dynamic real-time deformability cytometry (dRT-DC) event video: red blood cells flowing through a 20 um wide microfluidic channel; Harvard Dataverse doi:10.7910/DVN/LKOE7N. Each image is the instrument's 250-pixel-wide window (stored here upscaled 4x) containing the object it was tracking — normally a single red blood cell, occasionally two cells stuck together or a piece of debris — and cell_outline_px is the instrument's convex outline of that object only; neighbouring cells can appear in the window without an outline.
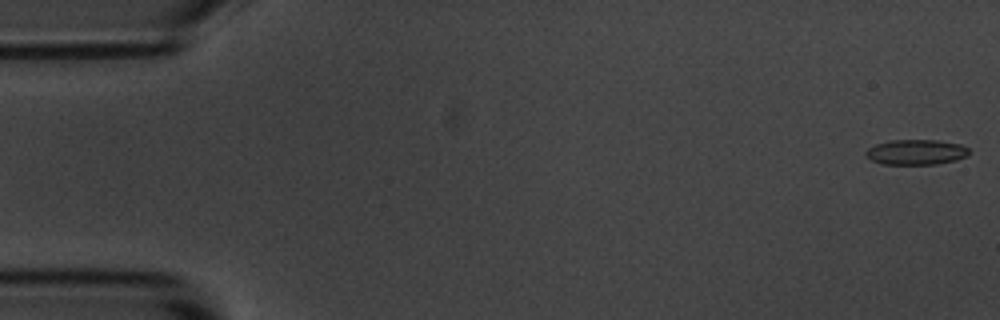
{"species": "common noctule bat (a hibernating species)", "species_latin": "Nyctalus noctula", "temperature_condition": "room temperature", "stored_images_in_passage": 5, "camera_frame_rate_fps": 3000, "um_per_image_px": 0.085, "animal": {"sex": "male", "body_mass_g": 20.1, "forearm_length_mm": 53.5}, "frame": {"image": 1, "passage_image": 1, "time_ms": 0.0, "image_size_px": [1000, 320], "cell_outline_px": [[968, 156], [956, 160], [936, 164], [884, 164], [872, 160], [864, 152], [868, 148], [876, 144], [888, 140], [940, 140], [960, 144], [968, 148]], "centroid_in_image_um": [77.88, 12.92], "position_along_channel_um": 7.1, "area_um2": 15.14}}
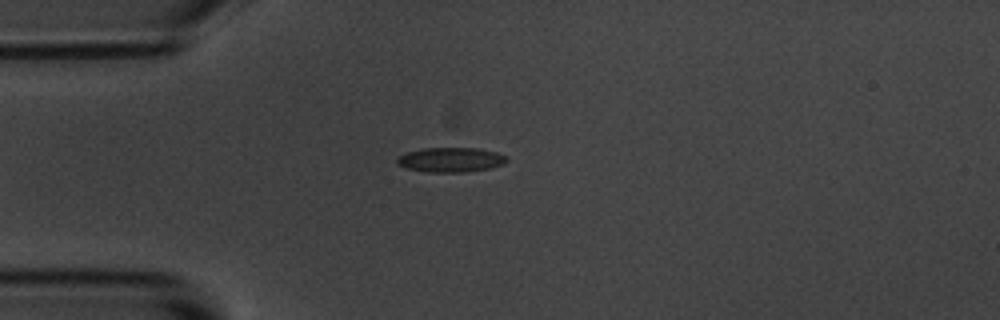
{"frame": {"image": 2, "passage_image": 5, "time_ms": 4.333, "image_size_px": [1000, 320], "cell_outline_px": [[508, 160], [504, 164], [488, 168], [468, 172], [428, 172], [404, 168], [396, 164], [396, 160], [400, 156], [408, 152], [424, 148], [476, 148], [496, 152], [508, 156]], "centroid_in_image_um": [38.32, 13.59], "position_along_channel_um": 46.7, "area_um2": 15.78}}